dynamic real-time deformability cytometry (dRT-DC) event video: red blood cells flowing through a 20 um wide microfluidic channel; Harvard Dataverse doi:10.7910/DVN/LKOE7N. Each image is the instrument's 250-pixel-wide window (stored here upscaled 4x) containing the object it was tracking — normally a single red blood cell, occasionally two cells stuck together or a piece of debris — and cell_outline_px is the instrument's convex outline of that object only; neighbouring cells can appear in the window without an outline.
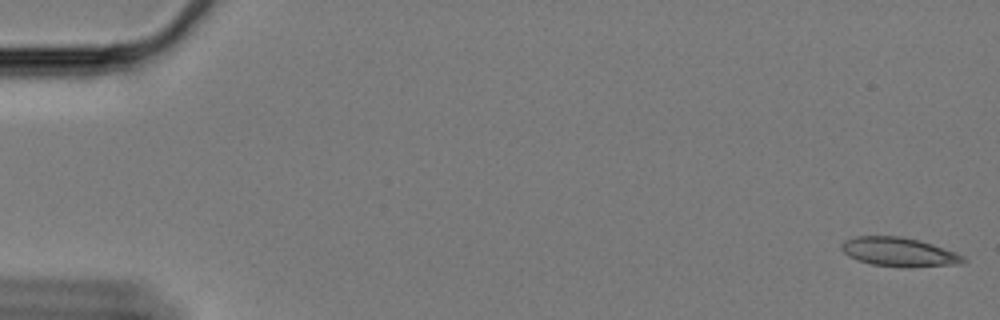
{"species": "Egyptian fruit bat (a non-hibernating species)", "species_latin": "Rousettus aegyptiacus", "temperature_condition": "cold", "stored_images_in_passage": 60, "camera_frame_rate_fps": 3000, "um_per_image_px": 0.085, "animal": {"sex": "female"}, "frame": {"image": 1, "passage_image": 1, "time_ms": 0.0, "image_size_px": [1000, 320], "cell_outline_px": [[968, 260], [960, 264], [872, 264], [848, 256], [840, 248], [840, 244], [844, 240], [856, 236], [900, 236], [932, 244], [964, 256]], "centroid_in_image_um": [76.32, 21.35], "position_along_channel_um": 8.7, "area_um2": 19.25}}
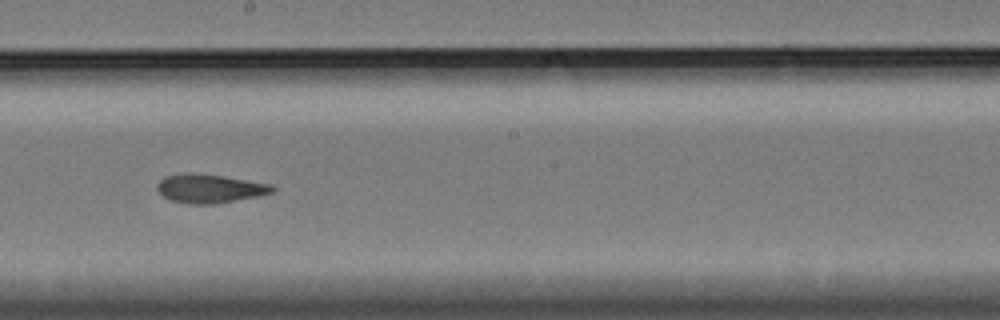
{"frame": {"image": 2, "passage_image": 34, "time_ms": 11.0, "image_size_px": [1000, 320], "cell_outline_px": [[276, 188], [272, 192], [260, 196], [216, 204], [188, 204], [168, 200], [156, 188], [156, 184], [164, 176], [188, 172], [192, 172], [224, 176], [272, 184]], "centroid_in_image_um": [17.82, 16.02], "position_along_channel_um": 230.4, "area_um2": 19.59}}
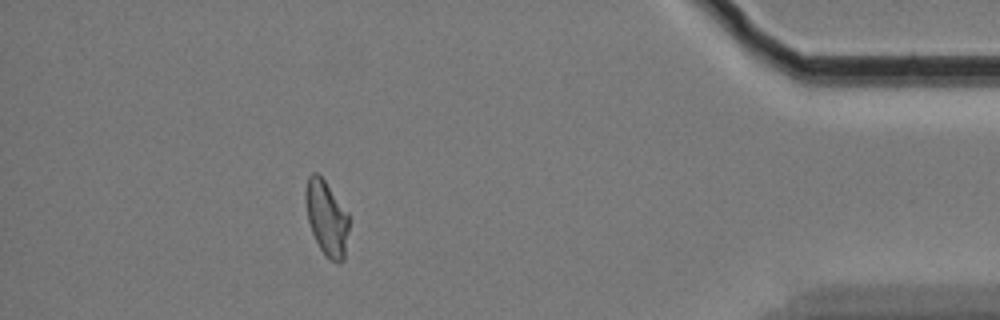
{"frame": {"image": 3, "passage_image": 54, "time_ms": 17.667, "image_size_px": [1000, 320], "cell_outline_px": [[348, 232], [344, 260], [332, 260], [324, 256], [312, 232], [308, 220], [304, 196], [304, 192], [308, 176], [312, 172], [316, 172], [324, 180], [348, 212]], "centroid_in_image_um": [27.74, 18.5], "position_along_channel_um": 407.5, "area_um2": 18.79}, "authors_computed_cell_mechanics": {"area_um2": 19.5364, "velocity_mm_per_s": 3.3282, "shape_relaxation_time_tau1_ms": null, "shape_relaxation_time_tau2_ms": 3.0773, "deformation_change_tau1": null, "deformation_change_tau2": 0.109}}